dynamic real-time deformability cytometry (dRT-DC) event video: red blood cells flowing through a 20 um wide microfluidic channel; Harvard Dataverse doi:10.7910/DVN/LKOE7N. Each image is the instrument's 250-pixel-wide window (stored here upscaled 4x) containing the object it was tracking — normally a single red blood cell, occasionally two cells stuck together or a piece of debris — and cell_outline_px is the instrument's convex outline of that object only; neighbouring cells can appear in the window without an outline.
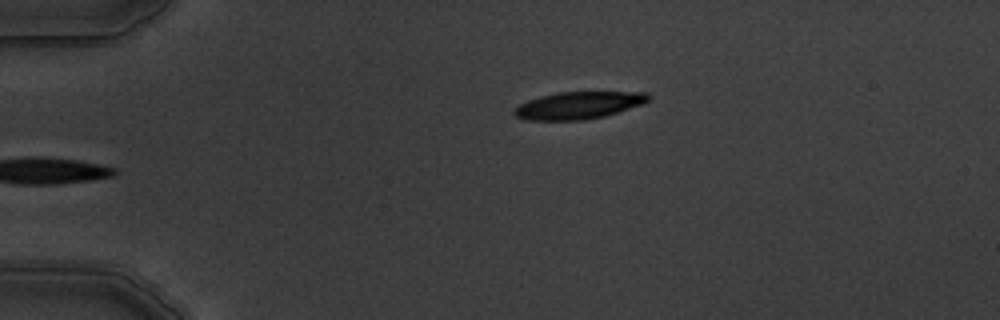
{"species": "common noctule bat (a hibernating species)", "species_latin": "Nyctalus noctula", "temperature_condition": "warm", "stored_images_in_passage": 6, "camera_frame_rate_fps": 3000, "um_per_image_px": 0.085, "animal": {"sex": "male", "body_mass_g": 19.5, "forearm_length_mm": 54.6}, "frame": {"image": 1, "passage_image": 6, "time_ms": 5.667, "image_size_px": [1000, 320], "cell_outline_px": [[652, 96], [644, 104], [604, 116], [584, 120], [528, 120], [516, 116], [512, 112], [520, 104], [528, 100], [540, 96], [556, 92], [648, 92]], "centroid_in_image_um": [49.2, 8.94], "position_along_channel_um": 35.8, "area_um2": 21.33}}